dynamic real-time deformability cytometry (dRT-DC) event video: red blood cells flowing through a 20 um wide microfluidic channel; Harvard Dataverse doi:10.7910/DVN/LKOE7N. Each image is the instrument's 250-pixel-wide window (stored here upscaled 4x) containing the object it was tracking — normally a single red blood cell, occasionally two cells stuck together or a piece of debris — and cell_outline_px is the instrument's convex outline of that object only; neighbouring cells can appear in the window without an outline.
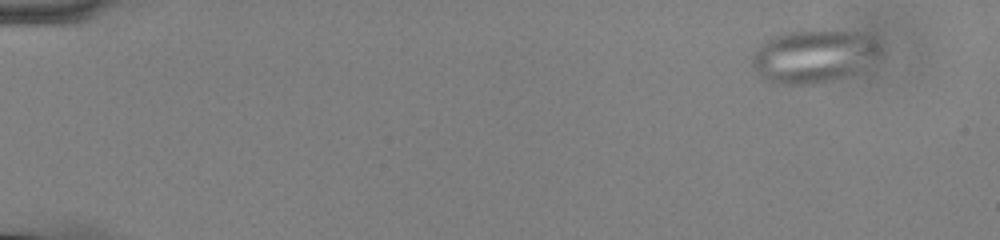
{"species": "common noctule bat (a hibernating species)", "species_latin": "Nyctalus noctula", "temperature_condition": "cold", "stored_images_in_passage": 56, "camera_frame_rate_fps": 3000, "um_per_image_px": 0.085, "animal": {"sex": "male", "body_mass_g": 13.0, "forearm_length_mm": 53.1}, "frame": {"image": 1, "passage_image": 5, "time_ms": 1.333, "image_size_px": [1000, 240], "cell_outline_px": [[884, 56], [844, 76], [832, 80], [816, 84], [776, 84], [764, 80], [760, 76], [752, 64], [752, 56], [764, 40], [772, 36], [784, 32], [808, 28], [836, 28], [856, 32], [872, 36], [880, 40], [884, 44]], "centroid_in_image_um": [69.24, 4.71], "position_along_channel_um": 15.8, "area_um2": 41.15}}
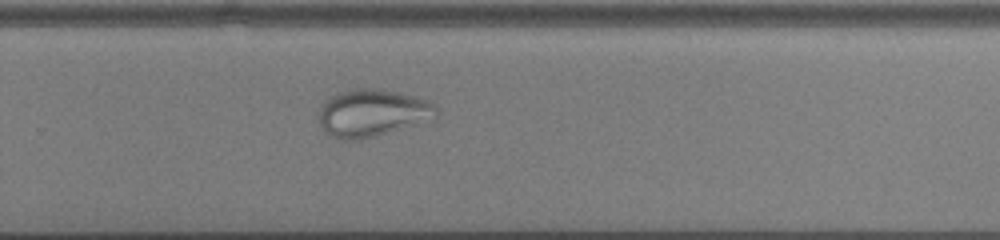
{"frame": {"image": 2, "passage_image": 39, "time_ms": 12.667, "image_size_px": [1000, 240], "cell_outline_px": [[436, 120], [376, 136], [360, 140], [344, 140], [332, 136], [320, 124], [316, 112], [320, 104], [324, 100], [340, 92], [356, 88], [372, 88], [396, 92], [416, 96], [428, 100], [436, 108]], "centroid_in_image_um": [31.65, 9.61], "position_along_channel_um": 298.2, "area_um2": 32.83}}
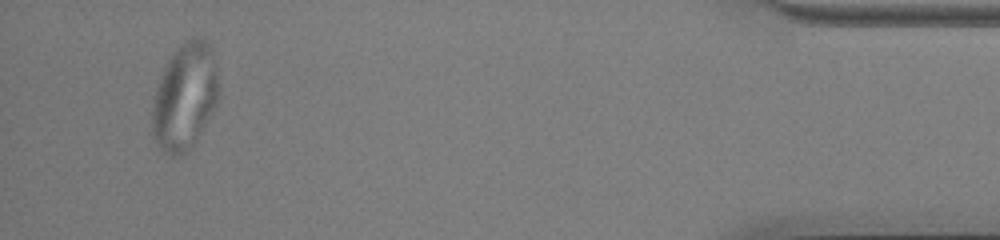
{"frame": {"image": 3, "passage_image": 54, "time_ms": 17.667, "image_size_px": [1000, 240], "cell_outline_px": [[220, 92], [216, 104], [212, 112], [192, 148], [176, 156], [172, 156], [164, 152], [156, 144], [152, 136], [152, 108], [156, 88], [160, 76], [172, 52], [180, 44], [192, 36], [200, 36], [212, 48], [216, 68]], "centroid_in_image_um": [15.71, 8.2], "position_along_channel_um": 419.5, "area_um2": 41.62}}